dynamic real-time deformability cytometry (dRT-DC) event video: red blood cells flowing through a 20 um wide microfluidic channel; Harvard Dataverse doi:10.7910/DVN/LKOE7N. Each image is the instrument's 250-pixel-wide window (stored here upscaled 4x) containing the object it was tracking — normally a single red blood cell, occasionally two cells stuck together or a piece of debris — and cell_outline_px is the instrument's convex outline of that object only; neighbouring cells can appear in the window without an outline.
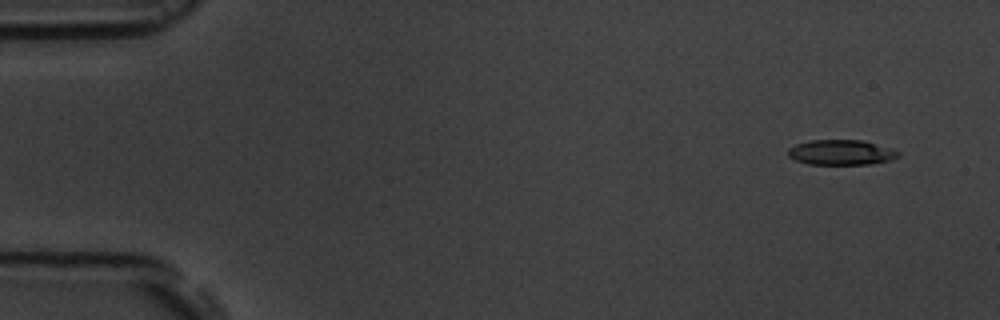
{"species": "common noctule bat (a hibernating species)", "species_latin": "Nyctalus noctula", "temperature_condition": "room temperature", "stored_images_in_passage": 9, "camera_frame_rate_fps": 3000, "um_per_image_px": 0.085, "animal": {"sex": "male", "body_mass_g": 19.5, "forearm_length_mm": 54.6}, "frame": {"image": 1, "passage_image": 2, "time_ms": 1.0, "image_size_px": [1000, 320], "cell_outline_px": [[900, 156], [892, 160], [868, 164], [808, 164], [796, 160], [788, 156], [788, 148], [796, 144], [808, 140], [864, 140], [900, 152]], "centroid_in_image_um": [71.48, 12.95], "position_along_channel_um": 13.5, "area_um2": 16.13}}
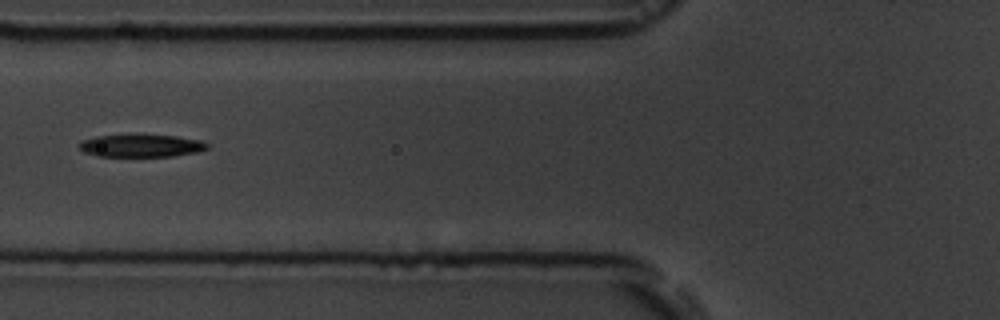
{"frame": {"image": 2, "passage_image": 7, "time_ms": 7.0, "image_size_px": [1000, 320], "cell_outline_px": [[208, 148], [196, 152], [172, 156], [96, 156], [84, 152], [80, 148], [80, 144], [84, 140], [96, 136], [136, 132], [176, 136], [200, 140], [208, 144]], "centroid_in_image_um": [11.99, 12.34], "position_along_channel_um": 113.8, "area_um2": 17.4}}
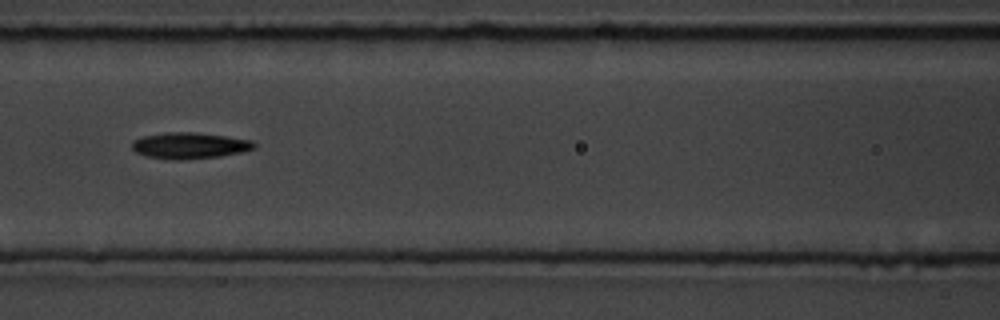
{"frame": {"image": 3, "passage_image": 8, "time_ms": 8.0, "image_size_px": [1000, 320], "cell_outline_px": [[256, 148], [244, 152], [220, 156], [180, 160], [176, 160], [148, 156], [136, 152], [132, 148], [132, 140], [144, 136], [164, 132], [196, 132], [228, 136], [252, 140], [256, 144]], "centroid_in_image_um": [16.16, 12.36], "position_along_channel_um": 150.4, "area_um2": 18.79}}